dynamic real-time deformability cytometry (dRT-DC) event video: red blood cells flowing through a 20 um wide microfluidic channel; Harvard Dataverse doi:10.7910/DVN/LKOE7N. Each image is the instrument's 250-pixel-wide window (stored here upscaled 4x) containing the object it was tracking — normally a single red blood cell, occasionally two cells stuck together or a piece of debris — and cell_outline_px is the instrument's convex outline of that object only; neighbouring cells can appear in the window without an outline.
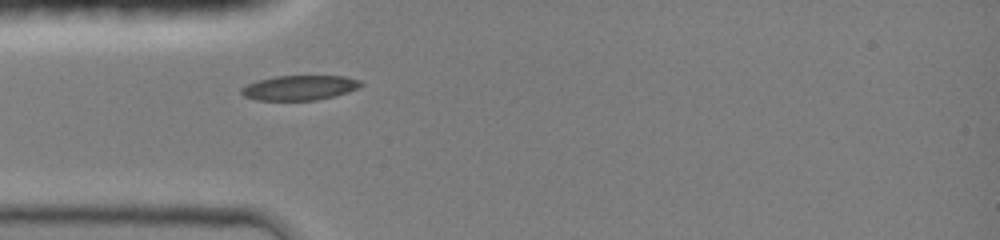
{"species": "common noctule bat (a hibernating species)", "species_latin": "Nyctalus noctula", "temperature_condition": "room temperature", "stored_images_in_passage": 5, "camera_frame_rate_fps": 3000, "um_per_image_px": 0.085, "animal": {"sex": "female", "body_mass_g": 19.0, "forearm_length_mm": 51.5}, "frame": {"image": 1, "passage_image": 1, "time_ms": 0.0, "image_size_px": [1000, 240], "cell_outline_px": [[364, 84], [360, 88], [348, 92], [316, 100], [256, 100], [244, 96], [240, 92], [240, 88], [256, 80], [276, 76], [344, 76], [360, 80]], "centroid_in_image_um": [25.46, 7.45], "position_along_channel_um": 59.5, "area_um2": 17.34}}
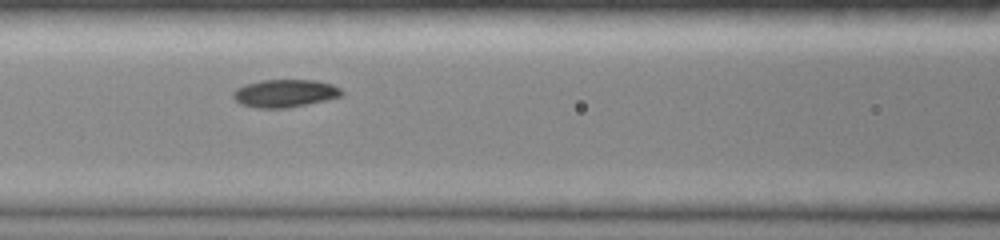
{"frame": {"image": 2, "passage_image": 3, "time_ms": 0.667, "image_size_px": [1000, 240], "cell_outline_px": [[344, 92], [340, 96], [324, 100], [288, 108], [256, 108], [240, 104], [232, 96], [232, 92], [236, 88], [244, 84], [260, 80], [316, 80], [332, 84], [340, 88]], "centroid_in_image_um": [24.17, 7.92], "position_along_channel_um": 142.4, "area_um2": 17.63}}
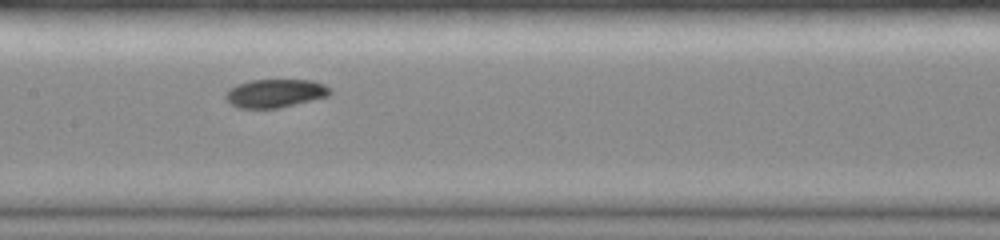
{"frame": {"image": 3, "passage_image": 4, "time_ms": 1.0, "image_size_px": [1000, 240], "cell_outline_px": [[332, 92], [328, 96], [276, 108], [236, 108], [224, 96], [228, 88], [236, 84], [248, 80], [312, 80], [324, 84]], "centroid_in_image_um": [23.34, 7.91], "position_along_channel_um": 184.1, "area_um2": 17.17}}